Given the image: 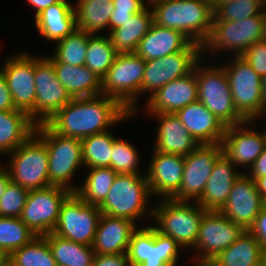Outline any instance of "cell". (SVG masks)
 I'll use <instances>...</instances> for the list:
<instances>
[{
	"label": "cell",
	"mask_w": 266,
	"mask_h": 266,
	"mask_svg": "<svg viewBox=\"0 0 266 266\" xmlns=\"http://www.w3.org/2000/svg\"><path fill=\"white\" fill-rule=\"evenodd\" d=\"M153 208V226L158 232L171 237L183 249L194 248L204 210L196 201H178L163 198ZM191 202V203H190Z\"/></svg>",
	"instance_id": "277c9868"
},
{
	"label": "cell",
	"mask_w": 266,
	"mask_h": 266,
	"mask_svg": "<svg viewBox=\"0 0 266 266\" xmlns=\"http://www.w3.org/2000/svg\"><path fill=\"white\" fill-rule=\"evenodd\" d=\"M144 1L146 0H113L114 11L109 19V33L149 6Z\"/></svg>",
	"instance_id": "ee69618b"
},
{
	"label": "cell",
	"mask_w": 266,
	"mask_h": 266,
	"mask_svg": "<svg viewBox=\"0 0 266 266\" xmlns=\"http://www.w3.org/2000/svg\"><path fill=\"white\" fill-rule=\"evenodd\" d=\"M9 154L6 169L12 182L28 191L50 186L48 151L35 133Z\"/></svg>",
	"instance_id": "9c48e42d"
},
{
	"label": "cell",
	"mask_w": 266,
	"mask_h": 266,
	"mask_svg": "<svg viewBox=\"0 0 266 266\" xmlns=\"http://www.w3.org/2000/svg\"><path fill=\"white\" fill-rule=\"evenodd\" d=\"M0 167H1L0 168V199H1L8 183L11 180H10V175H9L8 170L4 166H1V164H0Z\"/></svg>",
	"instance_id": "816d5d0a"
},
{
	"label": "cell",
	"mask_w": 266,
	"mask_h": 266,
	"mask_svg": "<svg viewBox=\"0 0 266 266\" xmlns=\"http://www.w3.org/2000/svg\"><path fill=\"white\" fill-rule=\"evenodd\" d=\"M71 193L69 189L56 185L29 191L21 220L37 236L52 233L61 205Z\"/></svg>",
	"instance_id": "4fadbf2b"
},
{
	"label": "cell",
	"mask_w": 266,
	"mask_h": 266,
	"mask_svg": "<svg viewBox=\"0 0 266 266\" xmlns=\"http://www.w3.org/2000/svg\"><path fill=\"white\" fill-rule=\"evenodd\" d=\"M145 67L146 60L136 53L117 54L111 68L101 80V95L114 98L127 111L136 114L139 110L137 98L142 95Z\"/></svg>",
	"instance_id": "8992f818"
},
{
	"label": "cell",
	"mask_w": 266,
	"mask_h": 266,
	"mask_svg": "<svg viewBox=\"0 0 266 266\" xmlns=\"http://www.w3.org/2000/svg\"><path fill=\"white\" fill-rule=\"evenodd\" d=\"M136 222L101 214L92 249L95 254H121L128 251Z\"/></svg>",
	"instance_id": "cb8c5ba5"
},
{
	"label": "cell",
	"mask_w": 266,
	"mask_h": 266,
	"mask_svg": "<svg viewBox=\"0 0 266 266\" xmlns=\"http://www.w3.org/2000/svg\"><path fill=\"white\" fill-rule=\"evenodd\" d=\"M146 176L151 195L171 198L182 183L184 156L154 150Z\"/></svg>",
	"instance_id": "7402d4cb"
},
{
	"label": "cell",
	"mask_w": 266,
	"mask_h": 266,
	"mask_svg": "<svg viewBox=\"0 0 266 266\" xmlns=\"http://www.w3.org/2000/svg\"><path fill=\"white\" fill-rule=\"evenodd\" d=\"M266 38V10L241 21H218L214 16L207 41L201 46L204 51H230L241 56L255 42Z\"/></svg>",
	"instance_id": "ba28073f"
},
{
	"label": "cell",
	"mask_w": 266,
	"mask_h": 266,
	"mask_svg": "<svg viewBox=\"0 0 266 266\" xmlns=\"http://www.w3.org/2000/svg\"><path fill=\"white\" fill-rule=\"evenodd\" d=\"M233 59L231 64L228 62L222 66L226 71L234 106L247 121L260 119L265 112L262 77L241 56H234Z\"/></svg>",
	"instance_id": "30bf717a"
},
{
	"label": "cell",
	"mask_w": 266,
	"mask_h": 266,
	"mask_svg": "<svg viewBox=\"0 0 266 266\" xmlns=\"http://www.w3.org/2000/svg\"><path fill=\"white\" fill-rule=\"evenodd\" d=\"M196 266H217L214 262L212 261H197L196 259Z\"/></svg>",
	"instance_id": "9f6ffc18"
},
{
	"label": "cell",
	"mask_w": 266,
	"mask_h": 266,
	"mask_svg": "<svg viewBox=\"0 0 266 266\" xmlns=\"http://www.w3.org/2000/svg\"><path fill=\"white\" fill-rule=\"evenodd\" d=\"M150 196L146 174H117L99 209L101 214L135 222L146 213L153 216Z\"/></svg>",
	"instance_id": "3957f363"
},
{
	"label": "cell",
	"mask_w": 266,
	"mask_h": 266,
	"mask_svg": "<svg viewBox=\"0 0 266 266\" xmlns=\"http://www.w3.org/2000/svg\"><path fill=\"white\" fill-rule=\"evenodd\" d=\"M251 122L226 127L222 139L223 154L235 167L249 169L266 147V131L262 130L261 133L252 127L247 128Z\"/></svg>",
	"instance_id": "d6986e66"
},
{
	"label": "cell",
	"mask_w": 266,
	"mask_h": 266,
	"mask_svg": "<svg viewBox=\"0 0 266 266\" xmlns=\"http://www.w3.org/2000/svg\"><path fill=\"white\" fill-rule=\"evenodd\" d=\"M92 266H131L127 252L121 254H95Z\"/></svg>",
	"instance_id": "7dc6e473"
},
{
	"label": "cell",
	"mask_w": 266,
	"mask_h": 266,
	"mask_svg": "<svg viewBox=\"0 0 266 266\" xmlns=\"http://www.w3.org/2000/svg\"><path fill=\"white\" fill-rule=\"evenodd\" d=\"M245 229L228 219L221 211L203 213L196 244L192 250L199 252L197 261H211L234 243Z\"/></svg>",
	"instance_id": "e0dca14e"
},
{
	"label": "cell",
	"mask_w": 266,
	"mask_h": 266,
	"mask_svg": "<svg viewBox=\"0 0 266 266\" xmlns=\"http://www.w3.org/2000/svg\"><path fill=\"white\" fill-rule=\"evenodd\" d=\"M153 1H156V0H146V2L148 3V5H149L150 3H152Z\"/></svg>",
	"instance_id": "94428289"
},
{
	"label": "cell",
	"mask_w": 266,
	"mask_h": 266,
	"mask_svg": "<svg viewBox=\"0 0 266 266\" xmlns=\"http://www.w3.org/2000/svg\"><path fill=\"white\" fill-rule=\"evenodd\" d=\"M265 204L257 191L255 181L244 172L233 184L220 211L235 224L248 230Z\"/></svg>",
	"instance_id": "ffe728a7"
},
{
	"label": "cell",
	"mask_w": 266,
	"mask_h": 266,
	"mask_svg": "<svg viewBox=\"0 0 266 266\" xmlns=\"http://www.w3.org/2000/svg\"><path fill=\"white\" fill-rule=\"evenodd\" d=\"M158 120L154 150L159 153L188 155L199 144L181 123L176 114H151Z\"/></svg>",
	"instance_id": "484cf974"
},
{
	"label": "cell",
	"mask_w": 266,
	"mask_h": 266,
	"mask_svg": "<svg viewBox=\"0 0 266 266\" xmlns=\"http://www.w3.org/2000/svg\"><path fill=\"white\" fill-rule=\"evenodd\" d=\"M117 138L107 130L81 139L84 167H111L112 145Z\"/></svg>",
	"instance_id": "d590c367"
},
{
	"label": "cell",
	"mask_w": 266,
	"mask_h": 266,
	"mask_svg": "<svg viewBox=\"0 0 266 266\" xmlns=\"http://www.w3.org/2000/svg\"><path fill=\"white\" fill-rule=\"evenodd\" d=\"M202 58L201 46L192 42L185 50L146 61L142 80V94L148 91L149 97L169 82L189 74L195 63Z\"/></svg>",
	"instance_id": "9a60e30c"
},
{
	"label": "cell",
	"mask_w": 266,
	"mask_h": 266,
	"mask_svg": "<svg viewBox=\"0 0 266 266\" xmlns=\"http://www.w3.org/2000/svg\"><path fill=\"white\" fill-rule=\"evenodd\" d=\"M137 149L128 141L116 139L112 145L111 168L117 174H141Z\"/></svg>",
	"instance_id": "b9f144b4"
},
{
	"label": "cell",
	"mask_w": 266,
	"mask_h": 266,
	"mask_svg": "<svg viewBox=\"0 0 266 266\" xmlns=\"http://www.w3.org/2000/svg\"><path fill=\"white\" fill-rule=\"evenodd\" d=\"M248 170L250 172L246 175L254 181L266 176V147Z\"/></svg>",
	"instance_id": "681fc988"
},
{
	"label": "cell",
	"mask_w": 266,
	"mask_h": 266,
	"mask_svg": "<svg viewBox=\"0 0 266 266\" xmlns=\"http://www.w3.org/2000/svg\"><path fill=\"white\" fill-rule=\"evenodd\" d=\"M196 62L198 101L206 106L226 127L239 125L247 120L236 110L229 81L222 64L214 67Z\"/></svg>",
	"instance_id": "52a82bcc"
},
{
	"label": "cell",
	"mask_w": 266,
	"mask_h": 266,
	"mask_svg": "<svg viewBox=\"0 0 266 266\" xmlns=\"http://www.w3.org/2000/svg\"><path fill=\"white\" fill-rule=\"evenodd\" d=\"M263 262L266 264V251L263 252Z\"/></svg>",
	"instance_id": "91938a15"
},
{
	"label": "cell",
	"mask_w": 266,
	"mask_h": 266,
	"mask_svg": "<svg viewBox=\"0 0 266 266\" xmlns=\"http://www.w3.org/2000/svg\"><path fill=\"white\" fill-rule=\"evenodd\" d=\"M35 125L46 124L73 98L57 78L53 63L35 56Z\"/></svg>",
	"instance_id": "2e32d148"
},
{
	"label": "cell",
	"mask_w": 266,
	"mask_h": 266,
	"mask_svg": "<svg viewBox=\"0 0 266 266\" xmlns=\"http://www.w3.org/2000/svg\"><path fill=\"white\" fill-rule=\"evenodd\" d=\"M236 169L224 154L217 159L204 192L196 201L204 210L220 211L222 209L233 184L243 174Z\"/></svg>",
	"instance_id": "d4e9b609"
},
{
	"label": "cell",
	"mask_w": 266,
	"mask_h": 266,
	"mask_svg": "<svg viewBox=\"0 0 266 266\" xmlns=\"http://www.w3.org/2000/svg\"><path fill=\"white\" fill-rule=\"evenodd\" d=\"M35 27L48 41L62 40L77 29L73 5L60 0L49 6L35 17Z\"/></svg>",
	"instance_id": "83f0119b"
},
{
	"label": "cell",
	"mask_w": 266,
	"mask_h": 266,
	"mask_svg": "<svg viewBox=\"0 0 266 266\" xmlns=\"http://www.w3.org/2000/svg\"><path fill=\"white\" fill-rule=\"evenodd\" d=\"M241 57L263 78L266 75V38L247 48Z\"/></svg>",
	"instance_id": "f6af8a7d"
},
{
	"label": "cell",
	"mask_w": 266,
	"mask_h": 266,
	"mask_svg": "<svg viewBox=\"0 0 266 266\" xmlns=\"http://www.w3.org/2000/svg\"><path fill=\"white\" fill-rule=\"evenodd\" d=\"M134 115L114 98L98 95L73 98L47 124L57 134L83 139L110 130L109 127Z\"/></svg>",
	"instance_id": "6da1fadb"
},
{
	"label": "cell",
	"mask_w": 266,
	"mask_h": 266,
	"mask_svg": "<svg viewBox=\"0 0 266 266\" xmlns=\"http://www.w3.org/2000/svg\"><path fill=\"white\" fill-rule=\"evenodd\" d=\"M217 266H258L263 262V251L258 240L248 231L212 260Z\"/></svg>",
	"instance_id": "1f68e13d"
},
{
	"label": "cell",
	"mask_w": 266,
	"mask_h": 266,
	"mask_svg": "<svg viewBox=\"0 0 266 266\" xmlns=\"http://www.w3.org/2000/svg\"><path fill=\"white\" fill-rule=\"evenodd\" d=\"M117 54L109 35H91L88 39L85 66L102 79L111 68Z\"/></svg>",
	"instance_id": "8d00e7d4"
},
{
	"label": "cell",
	"mask_w": 266,
	"mask_h": 266,
	"mask_svg": "<svg viewBox=\"0 0 266 266\" xmlns=\"http://www.w3.org/2000/svg\"><path fill=\"white\" fill-rule=\"evenodd\" d=\"M192 41L182 32L152 23L135 53L144 60L159 59L185 50Z\"/></svg>",
	"instance_id": "4316f807"
},
{
	"label": "cell",
	"mask_w": 266,
	"mask_h": 266,
	"mask_svg": "<svg viewBox=\"0 0 266 266\" xmlns=\"http://www.w3.org/2000/svg\"><path fill=\"white\" fill-rule=\"evenodd\" d=\"M28 192L19 184L10 181L0 199V217H20Z\"/></svg>",
	"instance_id": "7bdbcfd3"
},
{
	"label": "cell",
	"mask_w": 266,
	"mask_h": 266,
	"mask_svg": "<svg viewBox=\"0 0 266 266\" xmlns=\"http://www.w3.org/2000/svg\"><path fill=\"white\" fill-rule=\"evenodd\" d=\"M16 110L5 76L0 69V111Z\"/></svg>",
	"instance_id": "c3c4849f"
},
{
	"label": "cell",
	"mask_w": 266,
	"mask_h": 266,
	"mask_svg": "<svg viewBox=\"0 0 266 266\" xmlns=\"http://www.w3.org/2000/svg\"><path fill=\"white\" fill-rule=\"evenodd\" d=\"M101 216L98 206L87 204L75 192L62 203L53 234L92 246Z\"/></svg>",
	"instance_id": "8fae6325"
},
{
	"label": "cell",
	"mask_w": 266,
	"mask_h": 266,
	"mask_svg": "<svg viewBox=\"0 0 266 266\" xmlns=\"http://www.w3.org/2000/svg\"><path fill=\"white\" fill-rule=\"evenodd\" d=\"M19 266H57L47 240L36 236L29 244L15 250L10 256Z\"/></svg>",
	"instance_id": "ab89813d"
},
{
	"label": "cell",
	"mask_w": 266,
	"mask_h": 266,
	"mask_svg": "<svg viewBox=\"0 0 266 266\" xmlns=\"http://www.w3.org/2000/svg\"><path fill=\"white\" fill-rule=\"evenodd\" d=\"M258 193L261 195L263 201L266 203V176L257 178L255 180Z\"/></svg>",
	"instance_id": "f5cc1de1"
},
{
	"label": "cell",
	"mask_w": 266,
	"mask_h": 266,
	"mask_svg": "<svg viewBox=\"0 0 266 266\" xmlns=\"http://www.w3.org/2000/svg\"><path fill=\"white\" fill-rule=\"evenodd\" d=\"M248 231L258 240L262 251H266V204L263 206Z\"/></svg>",
	"instance_id": "bcb514c9"
},
{
	"label": "cell",
	"mask_w": 266,
	"mask_h": 266,
	"mask_svg": "<svg viewBox=\"0 0 266 266\" xmlns=\"http://www.w3.org/2000/svg\"><path fill=\"white\" fill-rule=\"evenodd\" d=\"M60 0H27L28 4L35 8V17L41 13L44 9L59 2Z\"/></svg>",
	"instance_id": "f907efd6"
},
{
	"label": "cell",
	"mask_w": 266,
	"mask_h": 266,
	"mask_svg": "<svg viewBox=\"0 0 266 266\" xmlns=\"http://www.w3.org/2000/svg\"><path fill=\"white\" fill-rule=\"evenodd\" d=\"M52 251L57 266H92L95 252L92 246H86L53 233L43 236Z\"/></svg>",
	"instance_id": "836d02e7"
},
{
	"label": "cell",
	"mask_w": 266,
	"mask_h": 266,
	"mask_svg": "<svg viewBox=\"0 0 266 266\" xmlns=\"http://www.w3.org/2000/svg\"><path fill=\"white\" fill-rule=\"evenodd\" d=\"M34 133L48 151L49 184L75 192L78 186L70 181L77 169L84 166L81 139L57 134L47 123L37 125Z\"/></svg>",
	"instance_id": "5b68a950"
},
{
	"label": "cell",
	"mask_w": 266,
	"mask_h": 266,
	"mask_svg": "<svg viewBox=\"0 0 266 266\" xmlns=\"http://www.w3.org/2000/svg\"><path fill=\"white\" fill-rule=\"evenodd\" d=\"M35 127L26 112L0 111V155L16 150L34 133Z\"/></svg>",
	"instance_id": "f546056e"
},
{
	"label": "cell",
	"mask_w": 266,
	"mask_h": 266,
	"mask_svg": "<svg viewBox=\"0 0 266 266\" xmlns=\"http://www.w3.org/2000/svg\"><path fill=\"white\" fill-rule=\"evenodd\" d=\"M0 266H19L12 258L9 256L0 264Z\"/></svg>",
	"instance_id": "11a10c76"
},
{
	"label": "cell",
	"mask_w": 266,
	"mask_h": 266,
	"mask_svg": "<svg viewBox=\"0 0 266 266\" xmlns=\"http://www.w3.org/2000/svg\"><path fill=\"white\" fill-rule=\"evenodd\" d=\"M149 6L157 26L180 31L200 46L209 38L214 16L209 0H156Z\"/></svg>",
	"instance_id": "7a4b0ae2"
},
{
	"label": "cell",
	"mask_w": 266,
	"mask_h": 266,
	"mask_svg": "<svg viewBox=\"0 0 266 266\" xmlns=\"http://www.w3.org/2000/svg\"><path fill=\"white\" fill-rule=\"evenodd\" d=\"M266 10V0H231L222 4L215 12L218 21H241L260 15Z\"/></svg>",
	"instance_id": "60d3db41"
},
{
	"label": "cell",
	"mask_w": 266,
	"mask_h": 266,
	"mask_svg": "<svg viewBox=\"0 0 266 266\" xmlns=\"http://www.w3.org/2000/svg\"><path fill=\"white\" fill-rule=\"evenodd\" d=\"M258 266H266V264L264 262H262L260 265Z\"/></svg>",
	"instance_id": "6125c7cd"
},
{
	"label": "cell",
	"mask_w": 266,
	"mask_h": 266,
	"mask_svg": "<svg viewBox=\"0 0 266 266\" xmlns=\"http://www.w3.org/2000/svg\"><path fill=\"white\" fill-rule=\"evenodd\" d=\"M175 114L198 144L222 143L226 126L200 101L188 104Z\"/></svg>",
	"instance_id": "603a6c76"
},
{
	"label": "cell",
	"mask_w": 266,
	"mask_h": 266,
	"mask_svg": "<svg viewBox=\"0 0 266 266\" xmlns=\"http://www.w3.org/2000/svg\"><path fill=\"white\" fill-rule=\"evenodd\" d=\"M8 257L7 253L0 247V264Z\"/></svg>",
	"instance_id": "680465c9"
},
{
	"label": "cell",
	"mask_w": 266,
	"mask_h": 266,
	"mask_svg": "<svg viewBox=\"0 0 266 266\" xmlns=\"http://www.w3.org/2000/svg\"><path fill=\"white\" fill-rule=\"evenodd\" d=\"M231 0H209L211 9L215 12L222 4L228 3Z\"/></svg>",
	"instance_id": "db71d44e"
},
{
	"label": "cell",
	"mask_w": 266,
	"mask_h": 266,
	"mask_svg": "<svg viewBox=\"0 0 266 266\" xmlns=\"http://www.w3.org/2000/svg\"><path fill=\"white\" fill-rule=\"evenodd\" d=\"M196 101H198V83L195 63L189 74L169 82L148 97L145 109L150 114H175L181 108Z\"/></svg>",
	"instance_id": "44dd1931"
},
{
	"label": "cell",
	"mask_w": 266,
	"mask_h": 266,
	"mask_svg": "<svg viewBox=\"0 0 266 266\" xmlns=\"http://www.w3.org/2000/svg\"><path fill=\"white\" fill-rule=\"evenodd\" d=\"M263 83V96H264V104H265V111H266V75L262 78Z\"/></svg>",
	"instance_id": "6f0895ef"
},
{
	"label": "cell",
	"mask_w": 266,
	"mask_h": 266,
	"mask_svg": "<svg viewBox=\"0 0 266 266\" xmlns=\"http://www.w3.org/2000/svg\"><path fill=\"white\" fill-rule=\"evenodd\" d=\"M3 72L15 108L26 112L35 124V56L20 52L7 58Z\"/></svg>",
	"instance_id": "ac0fdd59"
},
{
	"label": "cell",
	"mask_w": 266,
	"mask_h": 266,
	"mask_svg": "<svg viewBox=\"0 0 266 266\" xmlns=\"http://www.w3.org/2000/svg\"><path fill=\"white\" fill-rule=\"evenodd\" d=\"M60 83L72 98L101 95V80L86 66H73L59 61H51Z\"/></svg>",
	"instance_id": "f1b7e54d"
},
{
	"label": "cell",
	"mask_w": 266,
	"mask_h": 266,
	"mask_svg": "<svg viewBox=\"0 0 266 266\" xmlns=\"http://www.w3.org/2000/svg\"><path fill=\"white\" fill-rule=\"evenodd\" d=\"M153 23L151 7L134 14L121 27L112 30L110 36L112 45L118 54L135 53L140 40L148 33Z\"/></svg>",
	"instance_id": "4dcf8cb0"
},
{
	"label": "cell",
	"mask_w": 266,
	"mask_h": 266,
	"mask_svg": "<svg viewBox=\"0 0 266 266\" xmlns=\"http://www.w3.org/2000/svg\"><path fill=\"white\" fill-rule=\"evenodd\" d=\"M182 248L152 225L139 228L132 234L127 255L131 266H178Z\"/></svg>",
	"instance_id": "7c38bea8"
},
{
	"label": "cell",
	"mask_w": 266,
	"mask_h": 266,
	"mask_svg": "<svg viewBox=\"0 0 266 266\" xmlns=\"http://www.w3.org/2000/svg\"><path fill=\"white\" fill-rule=\"evenodd\" d=\"M88 169L84 182L75 193L87 204L99 207L107 197L117 173L111 167Z\"/></svg>",
	"instance_id": "e575fe53"
},
{
	"label": "cell",
	"mask_w": 266,
	"mask_h": 266,
	"mask_svg": "<svg viewBox=\"0 0 266 266\" xmlns=\"http://www.w3.org/2000/svg\"><path fill=\"white\" fill-rule=\"evenodd\" d=\"M92 34L76 29L72 34L56 42L50 61H59L73 66H85L88 39Z\"/></svg>",
	"instance_id": "74e56055"
},
{
	"label": "cell",
	"mask_w": 266,
	"mask_h": 266,
	"mask_svg": "<svg viewBox=\"0 0 266 266\" xmlns=\"http://www.w3.org/2000/svg\"><path fill=\"white\" fill-rule=\"evenodd\" d=\"M113 0H77L73 5L77 29L97 35L109 29L110 15L114 11Z\"/></svg>",
	"instance_id": "d6a6232c"
},
{
	"label": "cell",
	"mask_w": 266,
	"mask_h": 266,
	"mask_svg": "<svg viewBox=\"0 0 266 266\" xmlns=\"http://www.w3.org/2000/svg\"><path fill=\"white\" fill-rule=\"evenodd\" d=\"M222 154V143H214L199 144L184 156L182 183L171 198L178 201H197L204 192L217 159Z\"/></svg>",
	"instance_id": "5bb4252c"
},
{
	"label": "cell",
	"mask_w": 266,
	"mask_h": 266,
	"mask_svg": "<svg viewBox=\"0 0 266 266\" xmlns=\"http://www.w3.org/2000/svg\"><path fill=\"white\" fill-rule=\"evenodd\" d=\"M36 236L20 217H0V247L8 256Z\"/></svg>",
	"instance_id": "f35d334b"
}]
</instances>
